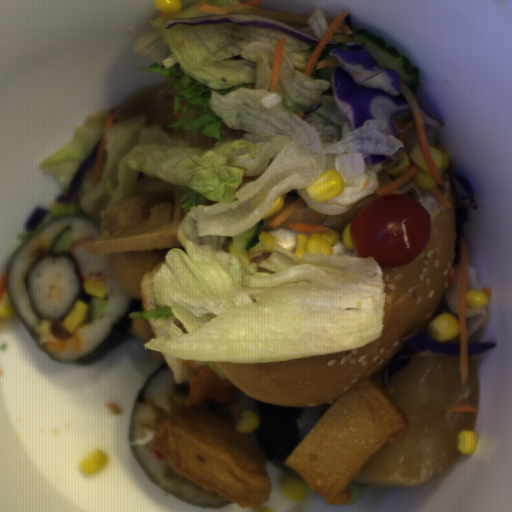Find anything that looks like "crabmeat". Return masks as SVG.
<instances>
[{
    "instance_id": "1",
    "label": "crabmeat",
    "mask_w": 512,
    "mask_h": 512,
    "mask_svg": "<svg viewBox=\"0 0 512 512\" xmlns=\"http://www.w3.org/2000/svg\"><path fill=\"white\" fill-rule=\"evenodd\" d=\"M94 237H87L71 246L67 253L75 259L83 282L94 277L95 281L102 282L114 276L106 260L105 253H92L86 249L85 242H96Z\"/></svg>"
}]
</instances>
